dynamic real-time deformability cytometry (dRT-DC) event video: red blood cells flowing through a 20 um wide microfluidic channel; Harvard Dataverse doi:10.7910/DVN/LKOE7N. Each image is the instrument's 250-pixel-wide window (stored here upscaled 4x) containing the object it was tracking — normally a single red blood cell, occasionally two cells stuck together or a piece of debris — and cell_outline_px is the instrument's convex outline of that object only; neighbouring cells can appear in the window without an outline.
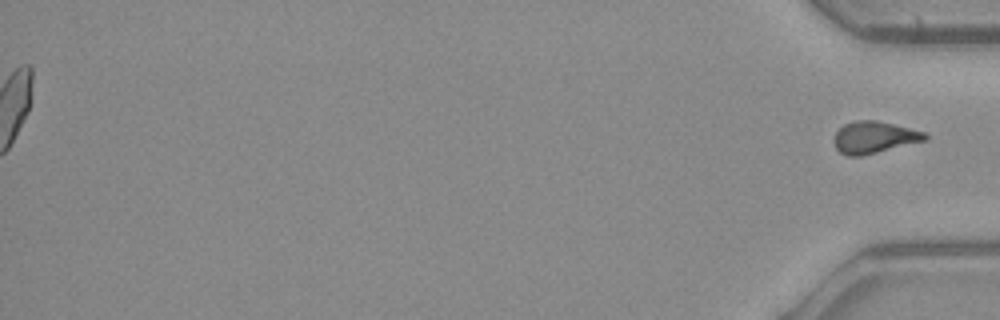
{"species": "common noctule bat (a hibernating species)", "species_latin": "Nyctalus noctula", "temperature_condition": "warm", "stored_images_in_passage": 53, "segment_of_instrument_passage": [2, 2], "camera_frame_rate_fps": 3000, "um_per_image_px": 0.085, "animal": {"sex": "male", "body_mass_g": 23.1, "forearm_length_mm": 52.7}, "frame": {"image": 1, "passage_image": 53, "time_ms": 17.333, "image_size_px": [1000, 320], "cell_outline_px": [[928, 136], [924, 140], [860, 156], [848, 156], [840, 152], [836, 148], [832, 140], [836, 132], [844, 124], [856, 120], [876, 120], [924, 132]], "centroid_in_image_um": [74.23, 11.66], "position_along_channel_um": 361.0, "area_um2": 16.53}}